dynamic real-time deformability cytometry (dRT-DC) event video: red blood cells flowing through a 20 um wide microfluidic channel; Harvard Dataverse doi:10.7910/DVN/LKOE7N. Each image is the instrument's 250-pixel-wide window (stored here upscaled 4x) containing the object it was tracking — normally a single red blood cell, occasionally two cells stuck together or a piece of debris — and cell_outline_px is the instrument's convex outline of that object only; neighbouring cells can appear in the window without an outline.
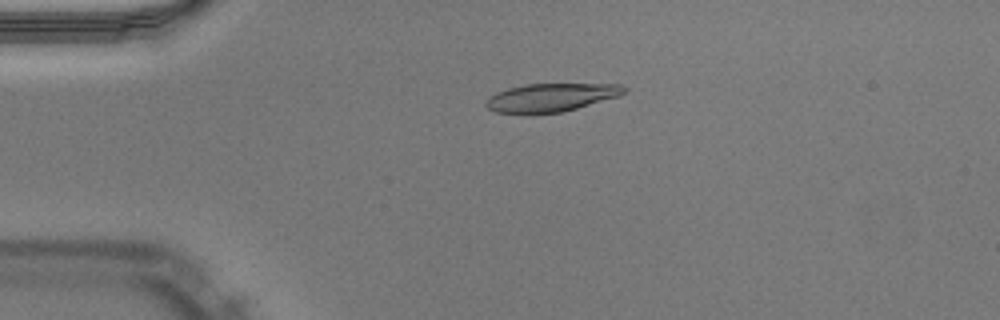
{"species": "Egyptian fruit bat (a non-hibernating species)", "species_latin": "Rousettus aegyptiacus", "temperature_condition": "warm", "stored_images_in_passage": 42, "camera_frame_rate_fps": 3000, "um_per_image_px": 0.085, "animal": {"sex": "male"}, "frame": {"image": 1, "passage_image": 3, "time_ms": 0.667, "image_size_px": [1000, 320], "cell_outline_px": [[628, 88], [620, 96], [576, 108], [560, 112], [496, 112], [488, 108], [484, 104], [496, 92], [508, 88], [524, 84], [620, 84]], "centroid_in_image_um": [46.88, 8.26], "position_along_channel_um": 38.1, "area_um2": 22.2}}
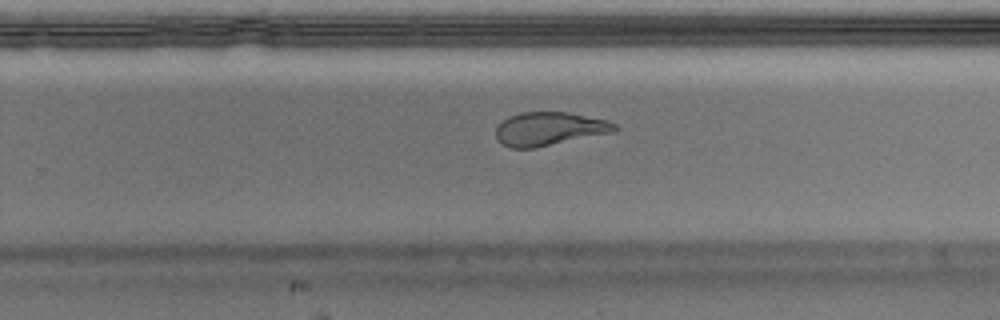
{"frame": {"image": 2, "passage_image": 24, "time_ms": 7.667, "image_size_px": [1000, 320], "cell_outline_px": [[620, 128], [616, 132], [536, 148], [512, 148], [500, 144], [496, 140], [496, 128], [508, 116], [520, 112], [568, 112], [608, 120], [616, 124]], "centroid_in_image_um": [46.72, 10.96], "position_along_channel_um": 283.1, "area_um2": 23.58}}
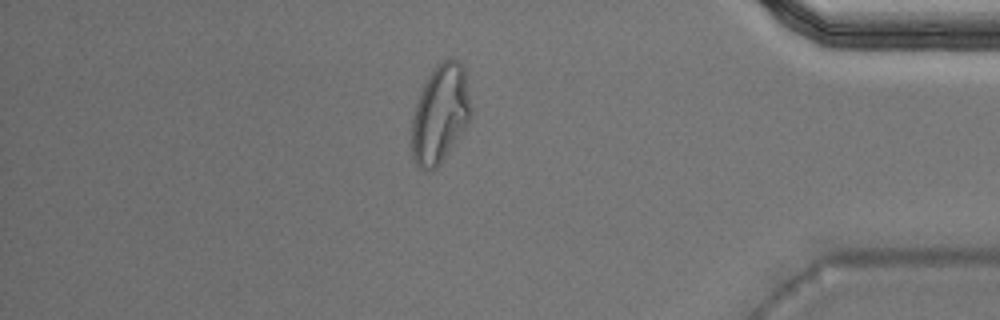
{"frame": {"image": 3, "passage_image": 35, "time_ms": 11.333, "image_size_px": [1000, 320], "cell_outline_px": [[472, 112], [468, 120], [440, 164], [432, 172], [424, 172], [416, 164], [412, 156], [412, 120], [416, 104], [424, 84], [428, 76], [436, 64], [440, 60], [448, 56], [456, 60], [464, 68], [472, 108]], "centroid_in_image_um": [37.4, 9.67], "position_along_channel_um": 397.8, "area_um2": 33.76}, "authors_computed_cell_mechanics": {"area_um2": 23.7558, "velocity_mm_per_s": 3.9775, "shape_relaxation_time_tau1_ms": null, "shape_relaxation_time_tau2_ms": 1.7761, "deformation_change_tau1": null, "deformation_change_tau2": 0.0751}}